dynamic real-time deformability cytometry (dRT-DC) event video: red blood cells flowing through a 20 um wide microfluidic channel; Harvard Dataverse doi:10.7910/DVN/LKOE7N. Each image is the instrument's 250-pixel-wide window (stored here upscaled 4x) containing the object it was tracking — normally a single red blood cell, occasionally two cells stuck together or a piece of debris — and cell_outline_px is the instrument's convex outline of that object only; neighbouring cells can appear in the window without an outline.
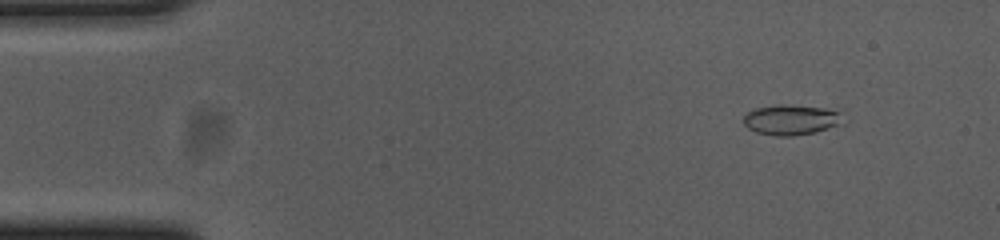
{"species": "common noctule bat (a hibernating species)", "species_latin": "Nyctalus noctula", "temperature_condition": "cold", "stored_images_in_passage": 55, "camera_frame_rate_fps": 3000, "um_per_image_px": 0.085, "animal": {"sex": "female", "body_mass_g": 23.0, "forearm_length_mm": 53.4}, "frame": {"image": 1, "passage_image": 6, "time_ms": 1.667, "image_size_px": [1000, 240], "cell_outline_px": [[836, 124], [816, 132], [792, 136], [776, 136], [756, 132], [748, 128], [744, 124], [744, 116], [748, 112], [756, 108], [780, 104], [784, 104], [824, 108], [836, 112]], "centroid_in_image_um": [67.08, 10.19], "position_along_channel_um": 17.9, "area_um2": 16.76}}
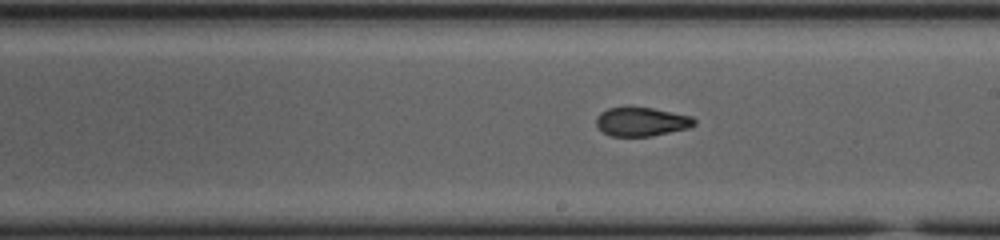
{"frame": {"image": 2, "passage_image": 31, "time_ms": 10.0, "image_size_px": [1000, 240], "cell_outline_px": [[696, 124], [688, 128], [652, 136], [612, 136], [604, 132], [596, 124], [596, 116], [600, 112], [608, 108], [624, 104], [628, 104], [652, 108], [692, 116], [696, 120]], "centroid_in_image_um": [54.5, 10.3], "position_along_channel_um": 234.5, "area_um2": 16.99}}
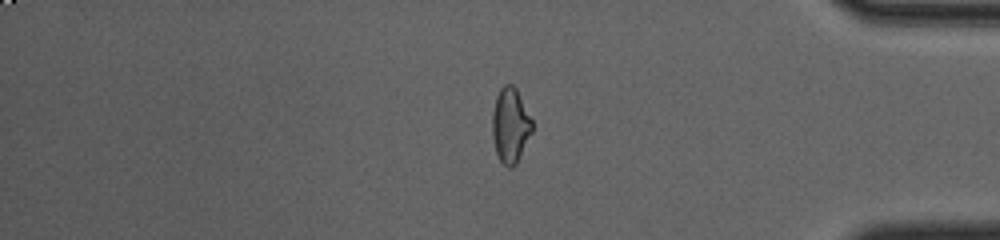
{"frame": {"image": 3, "passage_image": 46, "time_ms": 15.0, "image_size_px": [1000, 240], "cell_outline_px": [[532, 132], [516, 164], [512, 168], [508, 168], [500, 160], [496, 152], [492, 136], [492, 112], [496, 96], [500, 88], [504, 84], [512, 84], [516, 88], [532, 120]], "centroid_in_image_um": [43.37, 10.65], "position_along_channel_um": 391.8, "area_um2": 17.4}, "authors_computed_cell_mechanics": {"area_um2": 17.2822, "velocity_mm_per_s": 3.6915, "shape_relaxation_time_tau1_ms": null, "shape_relaxation_time_tau2_ms": 1.8668, "deformation_change_tau1": null, "deformation_change_tau2": 0.0753}}